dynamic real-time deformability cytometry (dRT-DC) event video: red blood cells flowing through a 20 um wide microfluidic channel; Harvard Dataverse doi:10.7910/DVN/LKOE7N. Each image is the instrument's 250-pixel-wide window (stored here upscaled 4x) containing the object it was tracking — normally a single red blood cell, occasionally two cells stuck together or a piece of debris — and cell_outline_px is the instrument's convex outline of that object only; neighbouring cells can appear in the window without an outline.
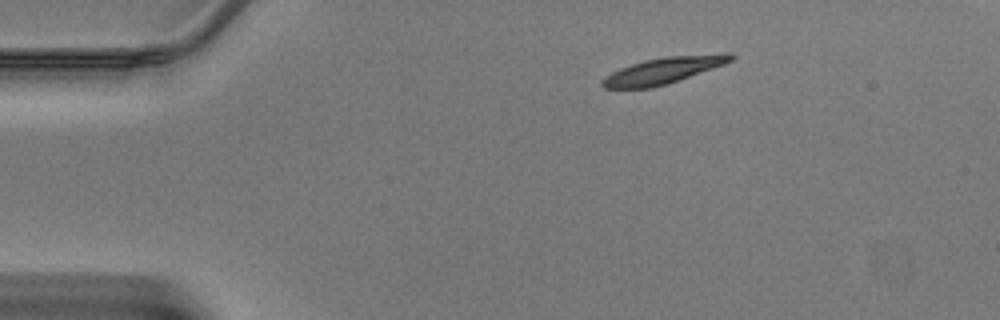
{"species": "Egyptian fruit bat (a non-hibernating species)", "species_latin": "Rousettus aegyptiacus", "temperature_condition": "warm", "stored_images_in_passage": 40, "segment_of_instrument_passage": [1, 2], "camera_frame_rate_fps": 3000, "um_per_image_px": 0.085, "animal": {"sex": "male"}, "frame": {"image": 1, "passage_image": 1, "time_ms": 0.0, "image_size_px": [1000, 320], "cell_outline_px": [[736, 56], [732, 60], [724, 64], [668, 84], [652, 88], [604, 88], [600, 84], [600, 80], [604, 76], [620, 68], [644, 60], [664, 56], [724, 52], [732, 52]], "centroid_in_image_um": [56.42, 5.97], "position_along_channel_um": 28.6, "area_um2": 20.11}}
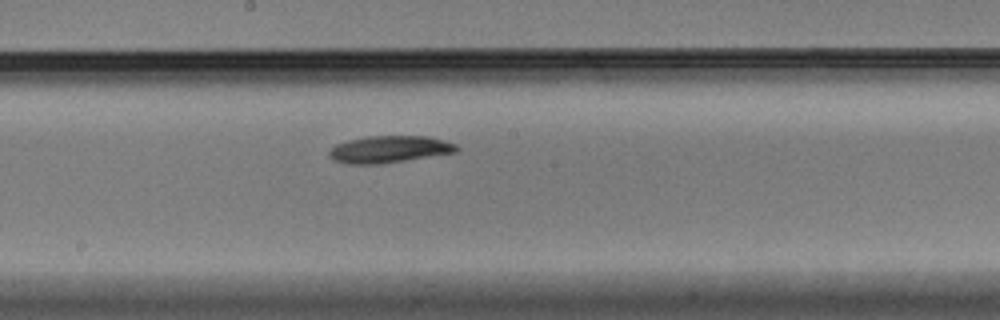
{"frame": {"image": 2, "passage_image": 18, "time_ms": 5.667, "image_size_px": [1000, 320], "cell_outline_px": [[460, 148], [456, 152], [380, 164], [348, 164], [332, 160], [328, 156], [328, 152], [336, 144], [348, 140], [368, 136], [428, 136], [444, 140], [456, 144]], "centroid_in_image_um": [33.07, 12.69], "position_along_channel_um": 215.1, "area_um2": 20.06}}
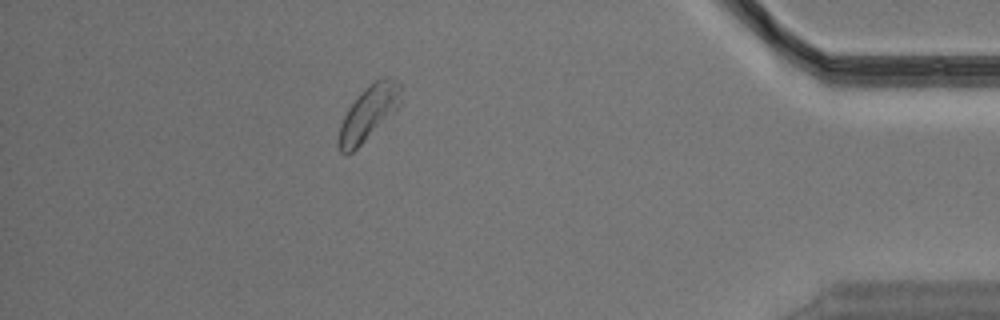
{"frame": {"image": 3, "passage_image": 34, "time_ms": 11.0, "image_size_px": [1000, 320], "cell_outline_px": [[400, 104], [352, 152], [344, 156], [340, 152], [336, 144], [336, 140], [340, 124], [348, 108], [368, 84], [384, 76], [392, 76], [400, 84]], "centroid_in_image_um": [31.27, 9.6], "position_along_channel_um": 403.9, "area_um2": 19.36}}